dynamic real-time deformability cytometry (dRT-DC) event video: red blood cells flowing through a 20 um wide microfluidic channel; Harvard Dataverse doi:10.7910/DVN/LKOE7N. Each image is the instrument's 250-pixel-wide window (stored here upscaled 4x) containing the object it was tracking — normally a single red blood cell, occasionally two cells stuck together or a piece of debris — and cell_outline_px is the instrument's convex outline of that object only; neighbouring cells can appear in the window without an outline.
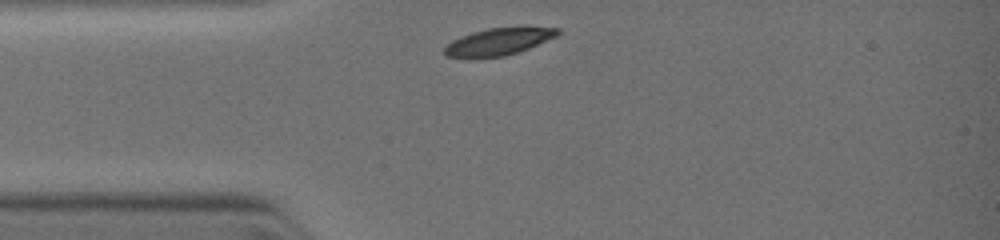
{"species": "common noctule bat (a hibernating species)", "species_latin": "Nyctalus noctula", "temperature_condition": "warm", "stored_images_in_passage": 28, "camera_frame_rate_fps": 3000, "um_per_image_px": 0.085, "animal": {"sex": "female", "body_mass_g": 19.0, "forearm_length_mm": 51.5}, "frame": {"image": 1, "passage_image": 1, "time_ms": 0.0, "image_size_px": [1000, 240], "cell_outline_px": [[560, 32], [556, 36], [528, 48], [504, 56], [472, 60], [444, 56], [444, 48], [452, 40], [472, 32], [488, 28], [560, 28]], "centroid_in_image_um": [42.25, 3.59], "position_along_channel_um": 42.7, "area_um2": 17.86}}
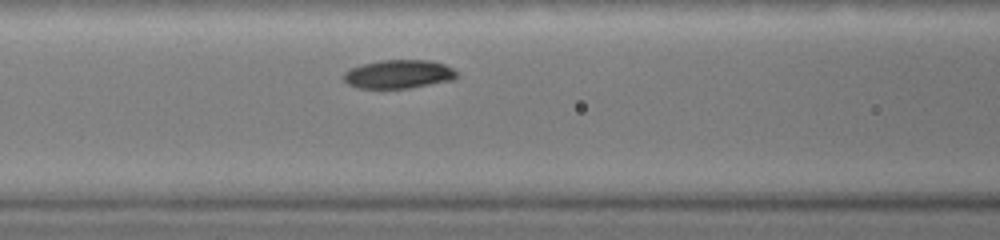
{"frame": {"image": 2, "passage_image": 18, "time_ms": 2.0, "image_size_px": [1000, 240], "cell_outline_px": [[456, 80], [412, 88], [356, 88], [348, 84], [344, 80], [344, 72], [352, 68], [364, 64], [380, 60], [428, 60], [444, 64], [452, 68], [456, 72]], "centroid_in_image_um": [33.91, 6.31], "position_along_channel_um": 132.7, "area_um2": 18.9}}
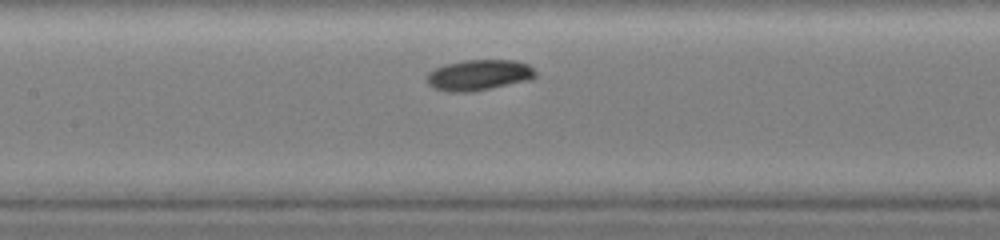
{"frame": {"image": 3, "passage_image": 24, "time_ms": 2.667, "image_size_px": [1000, 240], "cell_outline_px": [[536, 76], [532, 80], [472, 92], [448, 92], [432, 88], [424, 80], [428, 72], [444, 64], [464, 60], [512, 60], [528, 64], [536, 72]], "centroid_in_image_um": [40.67, 6.39], "position_along_channel_um": 166.7, "area_um2": 19.83}}